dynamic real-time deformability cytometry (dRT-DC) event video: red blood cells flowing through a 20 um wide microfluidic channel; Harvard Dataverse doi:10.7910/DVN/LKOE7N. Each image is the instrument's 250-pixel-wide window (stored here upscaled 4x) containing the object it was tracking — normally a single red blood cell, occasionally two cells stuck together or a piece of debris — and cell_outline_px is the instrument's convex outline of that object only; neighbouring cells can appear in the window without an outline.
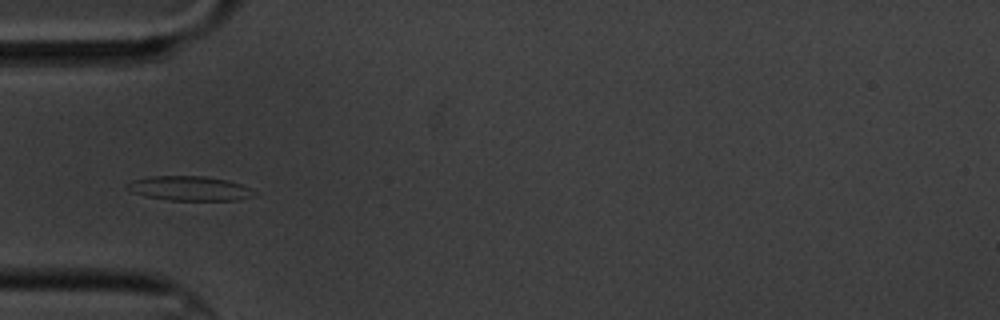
{"species": "common noctule bat (a hibernating species)", "species_latin": "Nyctalus noctula", "temperature_condition": "cold", "stored_images_in_passage": 9, "camera_frame_rate_fps": 3000, "um_per_image_px": 0.085, "animal": {"sex": "male", "body_mass_g": 20.1, "forearm_length_mm": 53.5}, "frame": {"image": 1, "passage_image": 6, "time_ms": 5.667, "image_size_px": [1000, 320], "cell_outline_px": [[256, 192], [252, 196], [240, 200], [168, 200], [144, 196], [132, 192], [124, 188], [124, 184], [132, 180], [148, 176], [204, 176], [228, 180], [240, 184]], "centroid_in_image_um": [16.03, 16.01], "position_along_channel_um": 69.0, "area_um2": 18.26}}
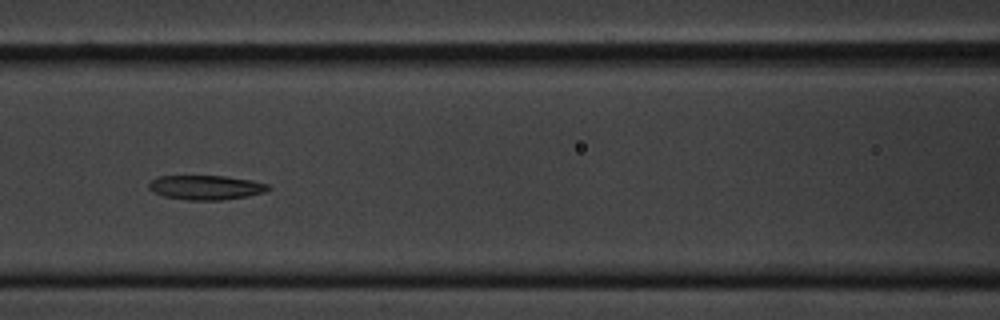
{"frame": {"image": 2, "passage_image": 8, "time_ms": 8.0, "image_size_px": [1000, 320], "cell_outline_px": [[268, 188], [264, 192], [248, 196], [220, 200], [188, 200], [164, 196], [148, 188], [148, 184], [152, 180], [160, 176], [224, 176], [252, 180], [268, 184]], "centroid_in_image_um": [17.5, 15.93], "position_along_channel_um": 149.1, "area_um2": 16.76}}
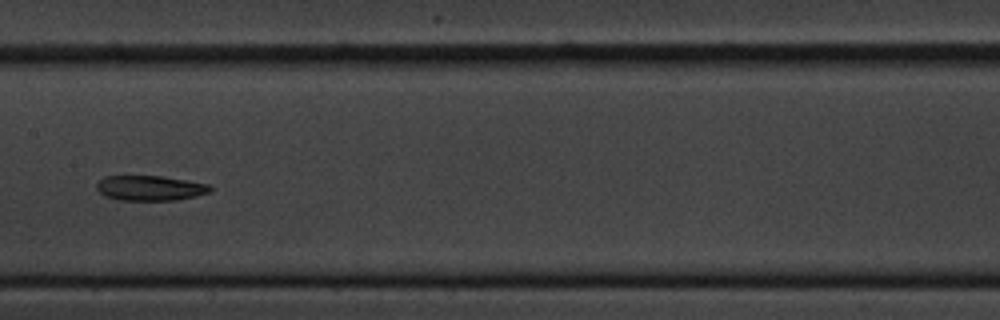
{"frame": {"image": 3, "passage_image": 9, "time_ms": 9.333, "image_size_px": [1000, 320], "cell_outline_px": [[212, 188], [208, 192], [196, 196], [176, 200], [120, 200], [104, 196], [96, 188], [96, 184], [104, 176], [164, 176], [208, 184]], "centroid_in_image_um": [12.73, 15.98], "position_along_channel_um": 194.7, "area_um2": 16.53}}